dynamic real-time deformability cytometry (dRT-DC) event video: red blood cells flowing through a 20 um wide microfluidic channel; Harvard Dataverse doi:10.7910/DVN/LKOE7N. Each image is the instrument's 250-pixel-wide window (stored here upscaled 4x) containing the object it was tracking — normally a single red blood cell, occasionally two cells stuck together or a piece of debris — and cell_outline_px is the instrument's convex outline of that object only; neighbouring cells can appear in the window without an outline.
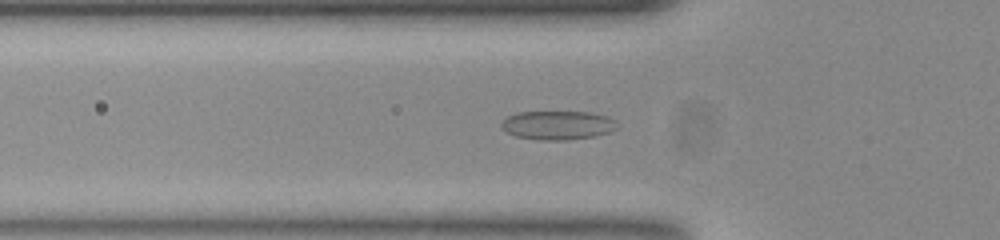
{"species": "common noctule bat (a hibernating species)", "species_latin": "Nyctalus noctula", "temperature_condition": "room temperature", "stored_images_in_passage": 45, "camera_frame_rate_fps": 3000, "um_per_image_px": 0.085, "animal": {"sex": "female", "body_mass_g": 23.0, "forearm_length_mm": 53.4}, "frame": {"image": 1, "passage_image": 9, "time_ms": 2.667, "image_size_px": [1000, 240], "cell_outline_px": [[616, 128], [608, 132], [592, 136], [564, 140], [544, 140], [516, 136], [508, 132], [500, 124], [508, 116], [520, 112], [588, 112], [604, 116], [616, 120]], "centroid_in_image_um": [47.4, 10.63], "position_along_channel_um": 78.4, "area_um2": 18.96}}
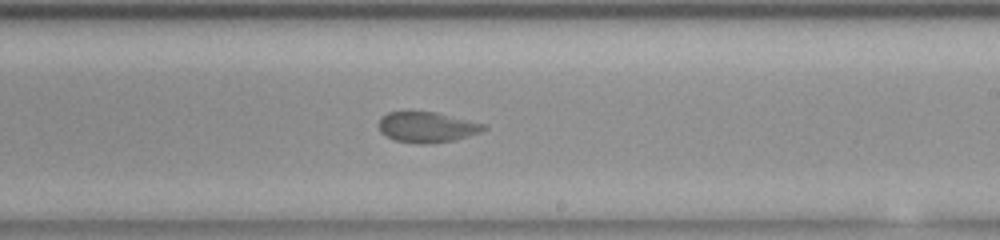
{"frame": {"image": 2, "passage_image": 23, "time_ms": 7.333, "image_size_px": [1000, 240], "cell_outline_px": [[488, 128], [480, 132], [452, 140], [424, 144], [420, 144], [396, 140], [380, 132], [380, 120], [388, 112], [436, 112], [484, 124]], "centroid_in_image_um": [36.3, 10.8], "position_along_channel_um": 252.7, "area_um2": 18.15}}
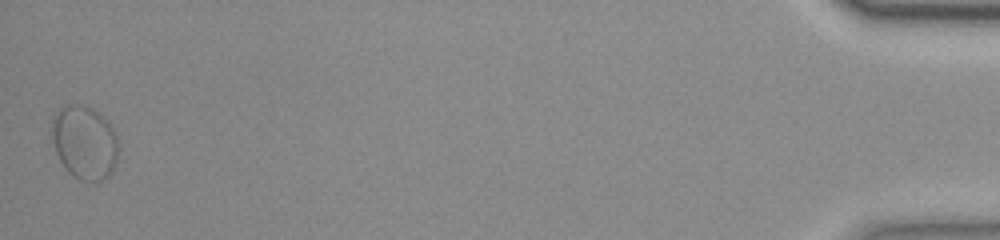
{"frame": {"image": 3, "passage_image": 45, "time_ms": 14.667, "image_size_px": [1000, 240], "cell_outline_px": [[116, 160], [112, 172], [108, 176], [96, 184], [80, 180], [68, 172], [60, 160], [56, 152], [52, 136], [52, 128], [56, 116], [60, 108], [68, 104], [80, 104], [96, 112], [108, 124], [116, 140]], "centroid_in_image_um": [7.16, 12.17], "position_along_channel_um": 428.0, "area_um2": 27.74}}